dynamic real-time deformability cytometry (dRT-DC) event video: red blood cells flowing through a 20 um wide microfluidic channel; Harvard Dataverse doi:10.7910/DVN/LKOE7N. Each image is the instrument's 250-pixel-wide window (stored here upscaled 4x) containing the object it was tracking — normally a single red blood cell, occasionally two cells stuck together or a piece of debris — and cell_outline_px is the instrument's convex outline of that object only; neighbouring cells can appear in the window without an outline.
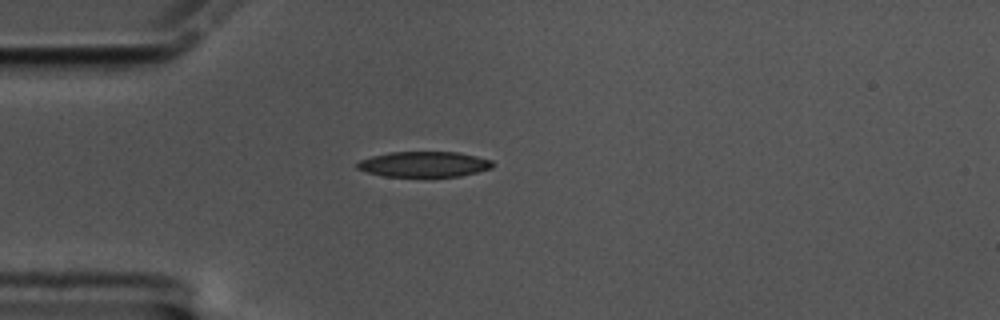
{"species": "common noctule bat (a hibernating species)", "species_latin": "Nyctalus noctula", "temperature_condition": "cold", "stored_images_in_passage": 40, "camera_frame_rate_fps": 3000, "um_per_image_px": 0.085, "animal": {"sex": "male", "body_mass_g": 17.5, "forearm_length_mm": 52.3}, "frame": {"image": 1, "passage_image": 1, "time_ms": 0.0, "image_size_px": [1000, 320], "cell_outline_px": [[492, 168], [460, 176], [384, 176], [368, 172], [356, 168], [356, 164], [360, 160], [372, 156], [388, 152], [460, 152], [492, 160]], "centroid_in_image_um": [36.03, 13.95], "position_along_channel_um": 49.0, "area_um2": 19.94}}
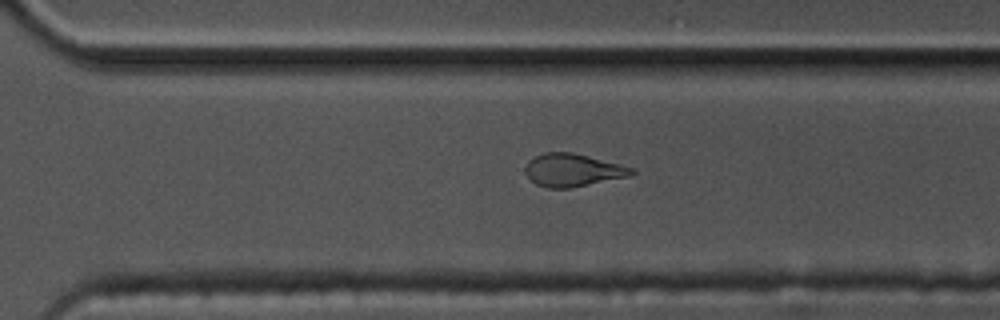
{"frame": {"image": 2, "passage_image": 26, "time_ms": 8.333, "image_size_px": [1000, 320], "cell_outline_px": [[636, 172], [632, 176], [568, 188], [548, 188], [536, 184], [524, 172], [524, 168], [528, 160], [544, 152], [572, 152], [636, 168]], "centroid_in_image_um": [48.7, 14.45], "position_along_channel_um": 321.9, "area_um2": 20.4}}
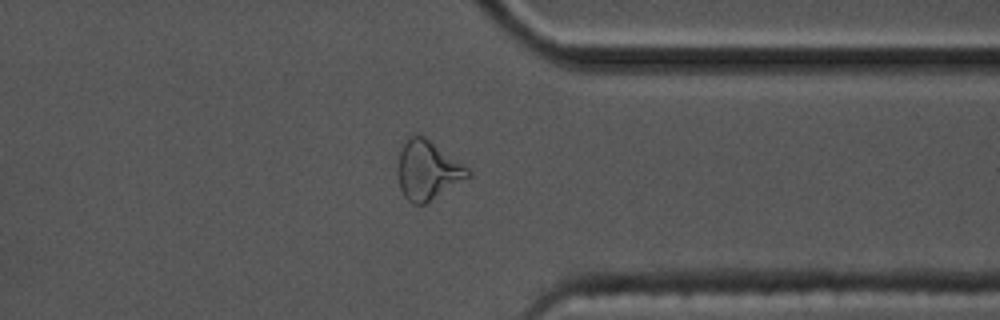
{"frame": {"image": 3, "passage_image": 31, "time_ms": 10.0, "image_size_px": [1000, 320], "cell_outline_px": [[472, 176], [424, 204], [412, 204], [404, 196], [400, 188], [396, 172], [396, 168], [400, 152], [404, 140], [408, 136], [416, 132], [420, 132], [468, 168], [472, 172]], "centroid_in_image_um": [36.31, 14.43], "position_along_channel_um": 375.1, "area_um2": 24.57}, "authors_computed_cell_mechanics": {"area_um2": 21.1259, "velocity_mm_per_s": 3.4175, "shape_relaxation_time_tau1_ms": 5.5296, "shape_relaxation_time_tau2_ms": 2.7394, "deformation_change_tau1": 0.1859, "deformation_change_tau2": 0.1147}}